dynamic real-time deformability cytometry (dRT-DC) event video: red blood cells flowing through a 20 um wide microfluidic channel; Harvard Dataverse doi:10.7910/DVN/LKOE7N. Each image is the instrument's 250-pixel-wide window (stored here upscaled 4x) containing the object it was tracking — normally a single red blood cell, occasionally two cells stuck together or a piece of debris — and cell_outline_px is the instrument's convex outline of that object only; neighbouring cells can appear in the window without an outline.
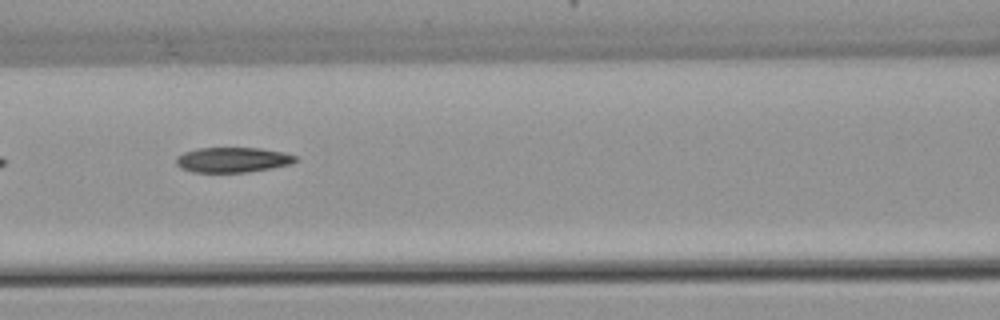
{"species": "common noctule bat (a hibernating species)", "species_latin": "Nyctalus noctula", "temperature_condition": "warm", "stored_images_in_passage": 8, "segment_of_instrument_passage": [2, 2], "camera_frame_rate_fps": 3000, "um_per_image_px": 0.085, "animal": {"sex": "female", "body_mass_g": 22.7, "forearm_length_mm": 54.2}, "frame": {"image": 1, "passage_image": 6, "time_ms": 6.333, "image_size_px": [1000, 320], "cell_outline_px": [[300, 160], [292, 164], [272, 168], [248, 172], [192, 172], [180, 168], [176, 164], [176, 156], [184, 152], [196, 148], [260, 148], [284, 152], [296, 156]], "centroid_in_image_um": [19.79, 13.58], "position_along_channel_um": 146.8, "area_um2": 17.69}}
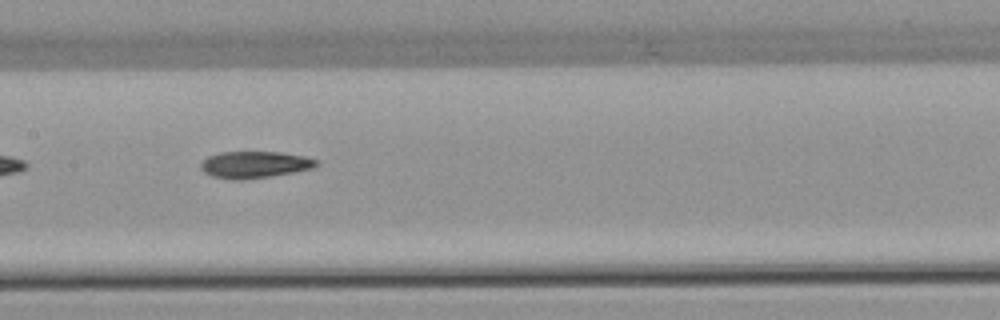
{"frame": {"image": 2, "passage_image": 7, "time_ms": 7.333, "image_size_px": [1000, 320], "cell_outline_px": [[320, 164], [312, 168], [292, 172], [244, 180], [232, 180], [212, 176], [204, 172], [200, 168], [200, 164], [208, 156], [220, 152], [280, 152], [304, 156], [320, 160]], "centroid_in_image_um": [21.64, 13.99], "position_along_channel_um": 185.8, "area_um2": 18.03}}
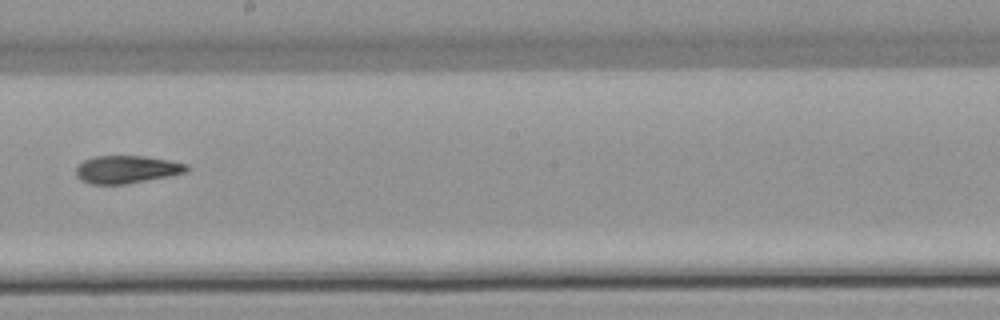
{"frame": {"image": 3, "passage_image": 8, "time_ms": 8.667, "image_size_px": [1000, 320], "cell_outline_px": [[188, 172], [128, 184], [92, 184], [80, 180], [76, 176], [76, 168], [84, 160], [96, 156], [144, 156], [168, 160], [188, 164]], "centroid_in_image_um": [10.77, 14.4], "position_along_channel_um": 237.4, "area_um2": 17.86}}